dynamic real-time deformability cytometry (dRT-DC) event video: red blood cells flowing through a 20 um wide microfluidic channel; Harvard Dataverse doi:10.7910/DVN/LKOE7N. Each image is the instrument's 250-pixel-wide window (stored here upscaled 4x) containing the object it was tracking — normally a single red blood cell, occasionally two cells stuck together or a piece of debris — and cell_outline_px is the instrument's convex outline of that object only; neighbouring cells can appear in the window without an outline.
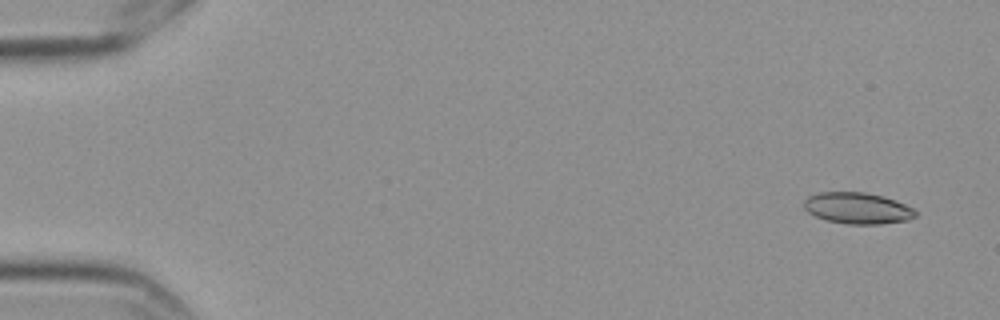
{"species": "Egyptian fruit bat (a non-hibernating species)", "species_latin": "Rousettus aegyptiacus", "temperature_condition": "cold", "stored_images_in_passage": 11, "camera_frame_rate_fps": 3000, "um_per_image_px": 0.085, "frame": {"image": 1, "passage_image": 1, "time_ms": 0.0, "image_size_px": [1000, 320], "cell_outline_px": [[916, 216], [908, 220], [880, 224], [848, 224], [824, 220], [808, 212], [804, 208], [804, 200], [808, 196], [816, 192], [864, 192], [884, 196], [896, 200], [912, 208], [916, 212]], "centroid_in_image_um": [72.87, 17.69], "position_along_channel_um": 12.1, "area_um2": 20.46}}
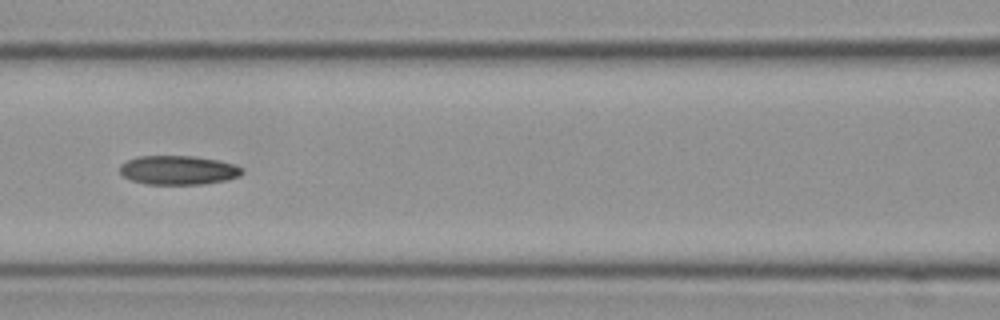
{"frame": {"image": 2, "passage_image": 7, "time_ms": 2.0, "image_size_px": [1000, 320], "cell_outline_px": [[244, 172], [240, 176], [228, 180], [204, 184], [144, 184], [132, 180], [124, 176], [120, 172], [120, 164], [136, 156], [192, 156], [216, 160], [236, 164], [244, 168]], "centroid_in_image_um": [15.19, 14.46], "position_along_channel_um": 151.4, "area_um2": 20.87}}
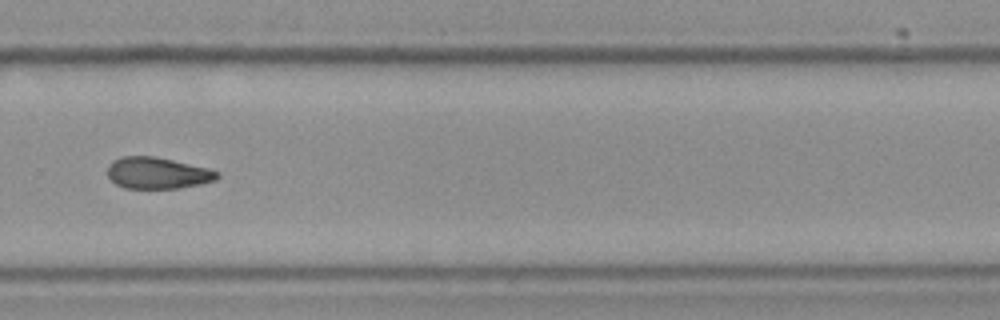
{"frame": {"image": 3, "passage_image": 11, "time_ms": 3.333, "image_size_px": [1000, 320], "cell_outline_px": [[220, 176], [216, 180], [200, 184], [180, 188], [124, 188], [116, 184], [108, 176], [108, 164], [120, 156], [156, 156], [208, 168], [220, 172]], "centroid_in_image_um": [13.4, 14.7], "position_along_channel_um": 316.4, "area_um2": 20.23}}